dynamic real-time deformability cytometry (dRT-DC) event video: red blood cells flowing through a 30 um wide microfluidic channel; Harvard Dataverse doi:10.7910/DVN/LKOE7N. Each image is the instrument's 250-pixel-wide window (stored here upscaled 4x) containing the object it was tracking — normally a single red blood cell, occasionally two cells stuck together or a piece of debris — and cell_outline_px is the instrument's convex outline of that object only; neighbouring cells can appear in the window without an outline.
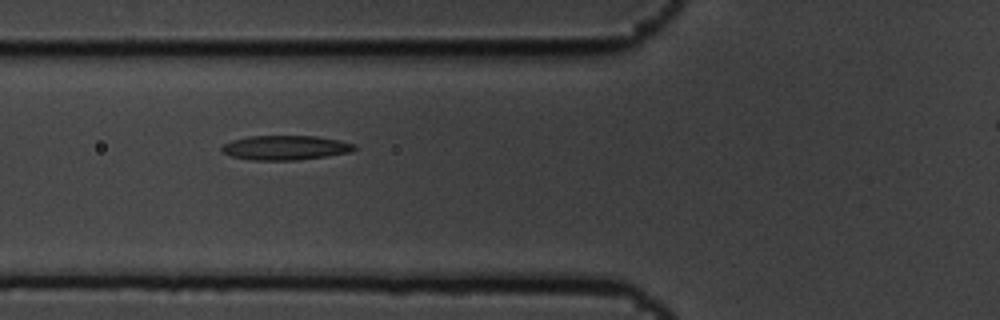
{"species": "common noctule bat (a hibernating species)", "species_latin": "Nyctalus noctula", "temperature_condition": "cold", "stored_images_in_passage": 15, "camera_frame_rate_fps": 3000, "um_per_image_px": 0.085, "animal": {"sex": "male", "body_mass_g": 19.5, "forearm_length_mm": 54.6}, "frame": {"image": 1, "passage_image": 6, "time_ms": 1.667, "image_size_px": [1000, 320], "cell_outline_px": [[356, 148], [352, 152], [296, 160], [248, 160], [232, 156], [224, 152], [220, 148], [224, 144], [232, 140], [248, 136], [316, 136], [340, 140], [356, 144]], "centroid_in_image_um": [24.27, 12.55], "position_along_channel_um": 101.5, "area_um2": 18.9}}
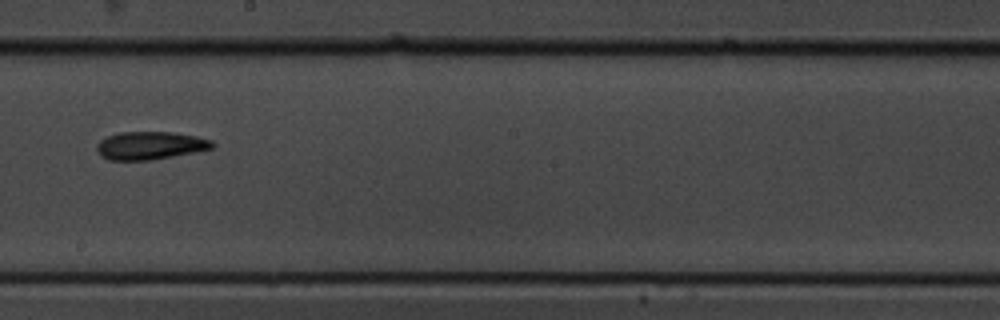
{"frame": {"image": 2, "passage_image": 9, "time_ms": 2.667, "image_size_px": [1000, 320], "cell_outline_px": [[216, 144], [212, 148], [152, 160], [108, 160], [100, 156], [96, 148], [96, 144], [100, 140], [108, 136], [120, 132], [172, 132], [196, 136], [212, 140]], "centroid_in_image_um": [12.73, 12.37], "position_along_channel_um": 235.5, "area_um2": 18.79}}
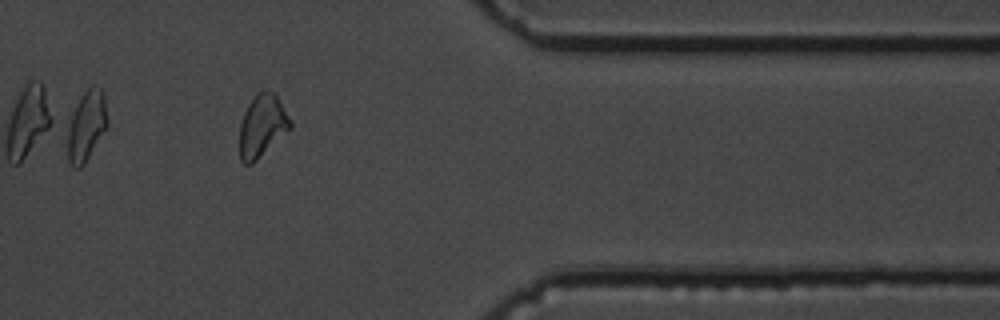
{"frame": {"image": 3, "passage_image": 13, "time_ms": 4.0, "image_size_px": [1000, 320], "cell_outline_px": [[292, 128], [252, 164], [244, 164], [240, 160], [240, 124], [244, 112], [248, 104], [256, 92], [276, 92], [292, 120]], "centroid_in_image_um": [22.31, 10.69], "position_along_channel_um": 389.1, "area_um2": 18.61}}